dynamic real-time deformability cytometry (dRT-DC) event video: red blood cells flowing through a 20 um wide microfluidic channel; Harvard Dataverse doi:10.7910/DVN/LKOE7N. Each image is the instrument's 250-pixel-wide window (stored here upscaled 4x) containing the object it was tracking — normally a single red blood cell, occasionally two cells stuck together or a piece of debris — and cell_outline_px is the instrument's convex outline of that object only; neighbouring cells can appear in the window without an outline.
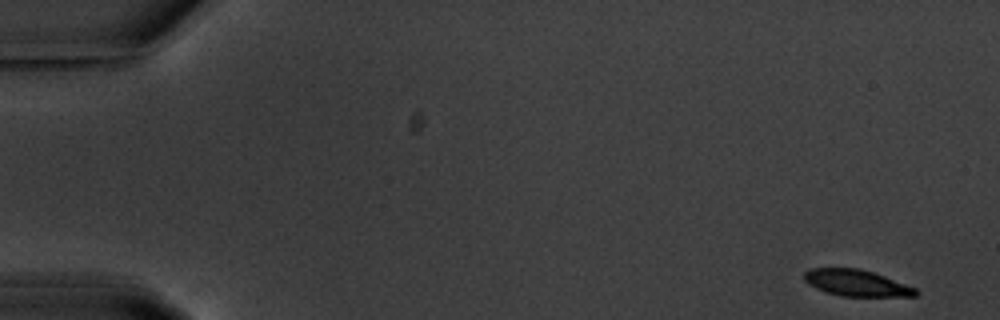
{"species": "common noctule bat (a hibernating species)", "species_latin": "Nyctalus noctula", "temperature_condition": "warm", "stored_images_in_passage": 55, "camera_frame_rate_fps": 3000, "um_per_image_px": 0.085, "animal": {"sex": "male", "body_mass_g": 20.1, "forearm_length_mm": 53.5}, "frame": {"image": 1, "passage_image": 1, "time_ms": 0.0, "image_size_px": [1000, 320], "cell_outline_px": [[920, 292], [916, 296], [840, 296], [824, 292], [808, 284], [804, 280], [804, 272], [812, 268], [860, 268], [884, 276], [916, 288]], "centroid_in_image_um": [72.78, 24.05], "position_along_channel_um": 12.2, "area_um2": 17.17}}
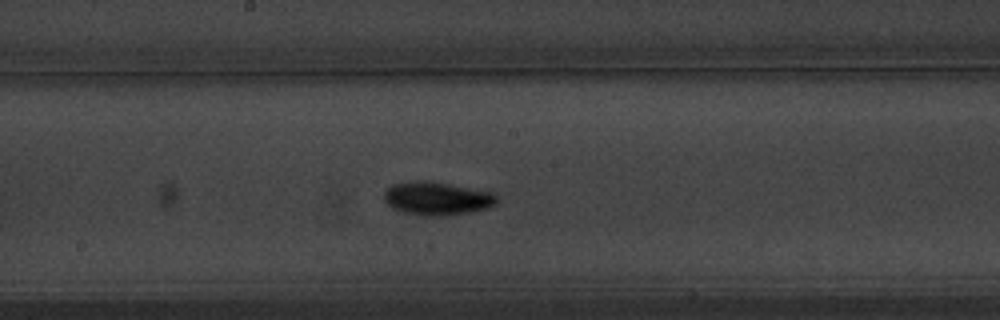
{"frame": {"image": 2, "passage_image": 29, "time_ms": 9.333, "image_size_px": [1000, 320], "cell_outline_px": [[496, 204], [488, 208], [468, 212], [444, 216], [420, 216], [404, 212], [392, 208], [384, 200], [384, 192], [392, 184], [416, 180], [428, 180], [492, 192], [496, 196]], "centroid_in_image_um": [37.11, 16.87], "position_along_channel_um": 211.1, "area_um2": 21.91}}
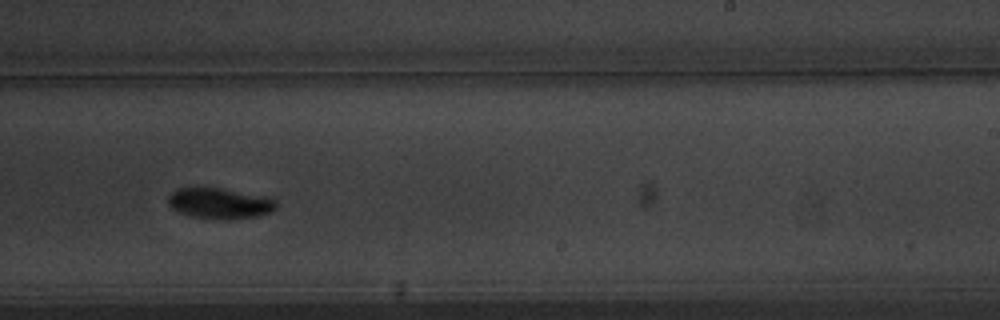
{"frame": {"image": 3, "passage_image": 34, "time_ms": 11.0, "image_size_px": [1000, 320], "cell_outline_px": [[280, 204], [272, 212], [256, 216], [212, 220], [192, 216], [180, 212], [172, 208], [168, 204], [168, 196], [176, 188], [220, 188], [264, 196], [276, 200]], "centroid_in_image_um": [18.69, 17.28], "position_along_channel_um": 270.3, "area_um2": 19.31}, "authors_computed_cell_mechanics": {"area_um2": 19.1896, "velocity_mm_per_s": 3.5758, "shape_relaxation_time_tau1_ms": 2.3044, "shape_relaxation_time_tau2_ms": null, "deformation_change_tau1": 0.1449, "deformation_change_tau2": null}}